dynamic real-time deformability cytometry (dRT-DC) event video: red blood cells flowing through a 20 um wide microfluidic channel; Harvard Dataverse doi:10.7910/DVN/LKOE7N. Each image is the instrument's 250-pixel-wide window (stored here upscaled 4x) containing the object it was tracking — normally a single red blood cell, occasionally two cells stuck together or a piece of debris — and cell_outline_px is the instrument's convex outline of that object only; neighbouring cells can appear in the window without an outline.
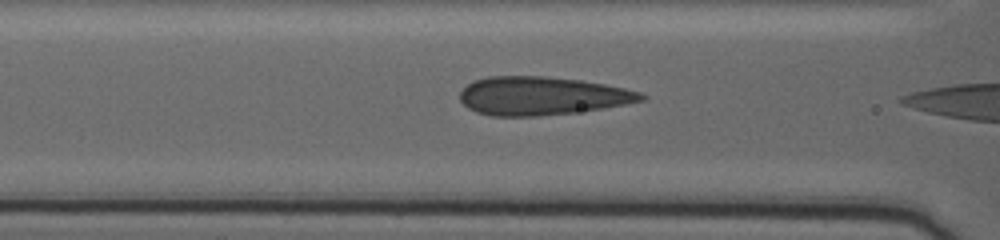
{"species": "human", "species_latin": "Homo sapiens", "temperature_condition": "warm", "stored_images_in_passage": 16, "camera_frame_rate_fps": 3000, "um_per_image_px": 0.085, "donor": {"sex": "female"}, "frame": {"image": 1, "passage_image": 10, "time_ms": 3.0, "image_size_px": [1000, 240], "cell_outline_px": [[648, 96], [644, 100], [624, 104], [576, 112], [536, 116], [492, 116], [476, 112], [468, 108], [460, 100], [460, 92], [468, 84], [476, 80], [488, 76], [544, 76], [580, 80], [604, 84], [624, 88], [640, 92]], "centroid_in_image_um": [46.04, 8.15], "position_along_channel_um": 120.6, "area_um2": 40.29}}
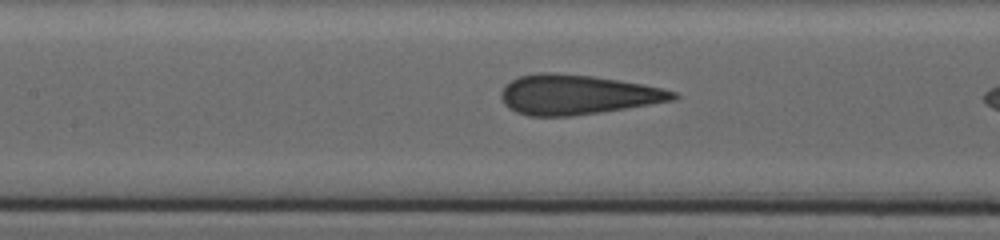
{"frame": {"image": 2, "passage_image": 14, "time_ms": 4.333, "image_size_px": [1000, 240], "cell_outline_px": [[680, 96], [672, 100], [624, 108], [568, 116], [528, 116], [516, 112], [508, 108], [504, 104], [500, 96], [500, 92], [504, 84], [520, 76], [536, 72], [556, 72], [592, 76], [640, 84], [660, 88], [676, 92]], "centroid_in_image_um": [48.96, 8.03], "position_along_channel_um": 158.4, "area_um2": 39.48}}